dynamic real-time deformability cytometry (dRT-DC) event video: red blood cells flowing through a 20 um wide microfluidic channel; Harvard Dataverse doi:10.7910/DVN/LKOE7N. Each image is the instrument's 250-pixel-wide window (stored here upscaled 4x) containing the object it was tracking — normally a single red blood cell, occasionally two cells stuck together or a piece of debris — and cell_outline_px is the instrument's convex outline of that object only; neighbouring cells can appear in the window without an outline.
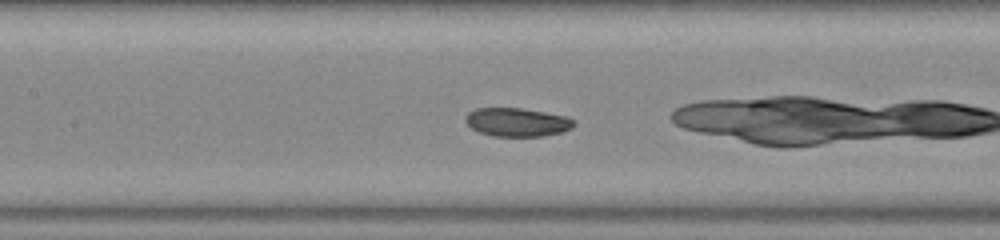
{"species": "common noctule bat (a hibernating species)", "species_latin": "Nyctalus noctula", "temperature_condition": "warm", "stored_images_in_passage": 50, "camera_frame_rate_fps": 3000, "um_per_image_px": 0.085, "animal": {"sex": "female", "body_mass_g": 23.0, "forearm_length_mm": 53.4}, "frame": {"image": 1, "passage_image": 20, "time_ms": 6.333, "image_size_px": [1000, 240], "cell_outline_px": [[576, 124], [572, 128], [560, 132], [544, 136], [492, 136], [480, 132], [472, 128], [464, 120], [464, 116], [468, 112], [476, 108], [520, 108], [568, 116], [576, 120]], "centroid_in_image_um": [43.97, 10.38], "position_along_channel_um": 163.4, "area_um2": 18.15}}
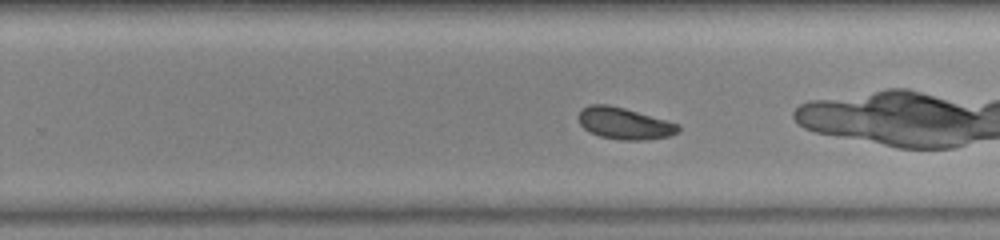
{"frame": {"image": 2, "passage_image": 29, "time_ms": 9.333, "image_size_px": [1000, 240], "cell_outline_px": [[680, 132], [668, 136], [644, 140], [624, 140], [600, 136], [584, 128], [580, 124], [580, 108], [588, 104], [608, 104], [624, 108], [680, 124]], "centroid_in_image_um": [53.09, 10.48], "position_along_channel_um": 276.7, "area_um2": 18.26}}
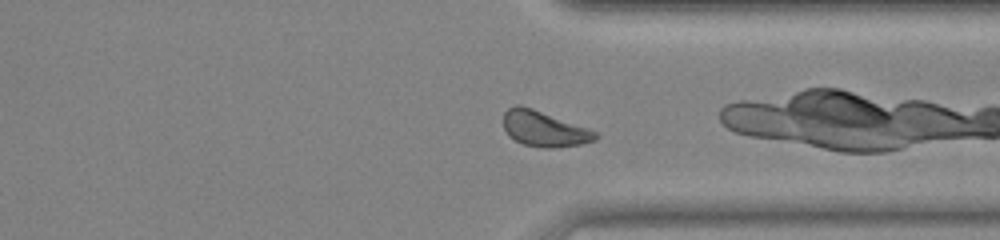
{"frame": {"image": 3, "passage_image": 36, "time_ms": 11.667, "image_size_px": [1000, 240], "cell_outline_px": [[600, 136], [596, 140], [580, 144], [556, 148], [540, 148], [524, 144], [508, 136], [504, 128], [504, 112], [508, 108], [516, 104], [520, 104], [532, 108], [588, 128], [596, 132]], "centroid_in_image_um": [46.25, 10.95], "position_along_channel_um": 365.2, "area_um2": 19.07}, "authors_computed_cell_mechanics": {"area_um2": 19.363, "velocity_mm_per_s": 3.7919, "shape_relaxation_time_tau1_ms": null, "shape_relaxation_time_tau2_ms": 6.3934, "deformation_change_tau1": null, "deformation_change_tau2": 0.1082}}